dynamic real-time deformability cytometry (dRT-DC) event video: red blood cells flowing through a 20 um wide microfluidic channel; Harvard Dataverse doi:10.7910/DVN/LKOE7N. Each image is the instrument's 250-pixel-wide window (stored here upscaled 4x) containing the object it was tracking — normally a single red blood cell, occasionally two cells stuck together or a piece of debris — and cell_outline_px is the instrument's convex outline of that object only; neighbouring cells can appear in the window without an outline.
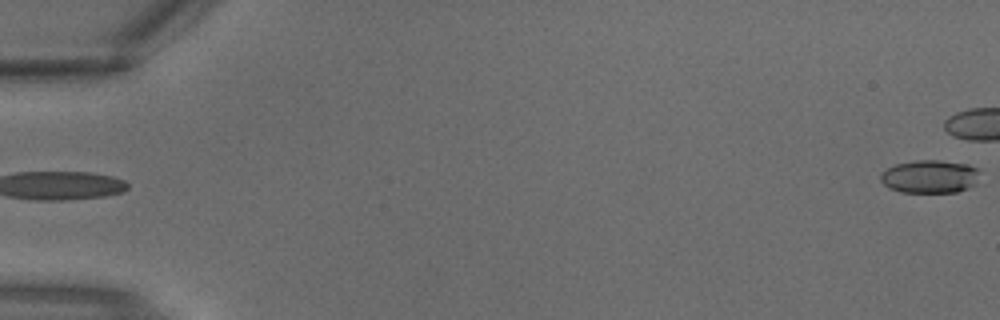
{"species": "common noctule bat (a hibernating species)", "species_latin": "Nyctalus noctula", "temperature_condition": "warm", "stored_images_in_passage": 3, "segment_of_instrument_passage": [2, 2], "camera_frame_rate_fps": 3000, "um_per_image_px": 0.085, "animal": {"sex": "male", "body_mass_g": 18.8}, "frame": {"image": 1, "passage_image": 3, "time_ms": 0.667, "image_size_px": [1000, 320], "cell_outline_px": [[980, 168], [976, 184], [968, 188], [956, 192], [900, 192], [888, 188], [880, 180], [880, 172], [896, 164], [916, 160], [940, 160], [968, 164]], "centroid_in_image_um": [79.04, 15.0], "position_along_channel_um": 6.0, "area_um2": 19.36}}